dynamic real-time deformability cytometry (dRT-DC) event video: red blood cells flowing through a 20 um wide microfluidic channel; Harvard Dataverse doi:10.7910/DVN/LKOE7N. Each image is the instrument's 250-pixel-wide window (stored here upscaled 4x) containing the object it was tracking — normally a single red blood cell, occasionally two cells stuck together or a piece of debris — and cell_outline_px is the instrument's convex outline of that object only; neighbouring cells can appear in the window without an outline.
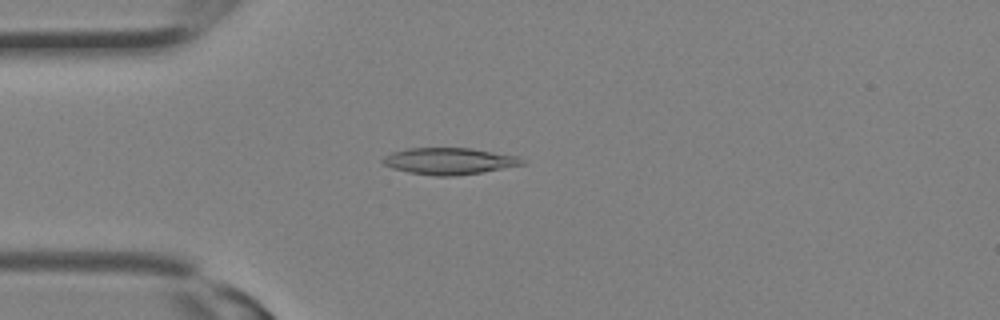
{"species": "Egyptian fruit bat (a non-hibernating species)", "species_latin": "Rousettus aegyptiacus", "temperature_condition": "room temperature", "stored_images_in_passage": 29, "camera_frame_rate_fps": 3000, "um_per_image_px": 0.085, "animal": {"sex": "female"}, "frame": {"image": 1, "passage_image": 8, "time_ms": 2.333, "image_size_px": [1000, 320], "cell_outline_px": [[528, 164], [480, 172], [452, 176], [436, 176], [408, 172], [392, 168], [384, 164], [380, 160], [384, 156], [392, 152], [408, 148], [472, 148], [520, 156]], "centroid_in_image_um": [38.21, 13.68], "position_along_channel_um": 46.8, "area_um2": 21.73}}
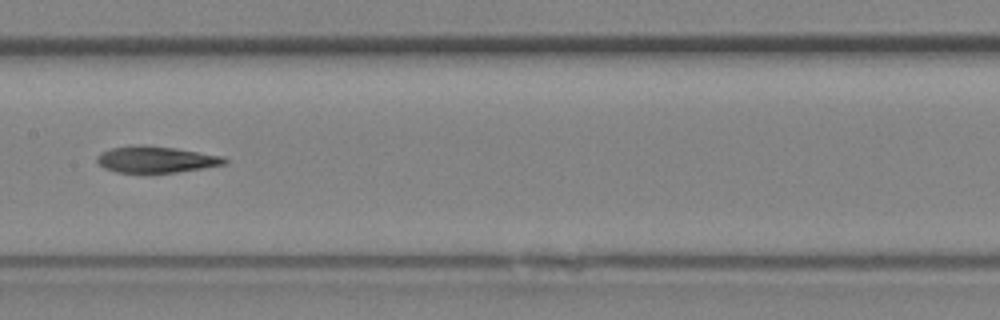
{"frame": {"image": 2, "passage_image": 15, "time_ms": 4.667, "image_size_px": [1000, 320], "cell_outline_px": [[228, 164], [204, 168], [176, 172], [116, 172], [104, 168], [96, 160], [96, 156], [100, 152], [112, 148], [176, 148], [224, 156], [228, 160]], "centroid_in_image_um": [13.35, 13.6], "position_along_channel_um": 194.1, "area_um2": 18.79}}
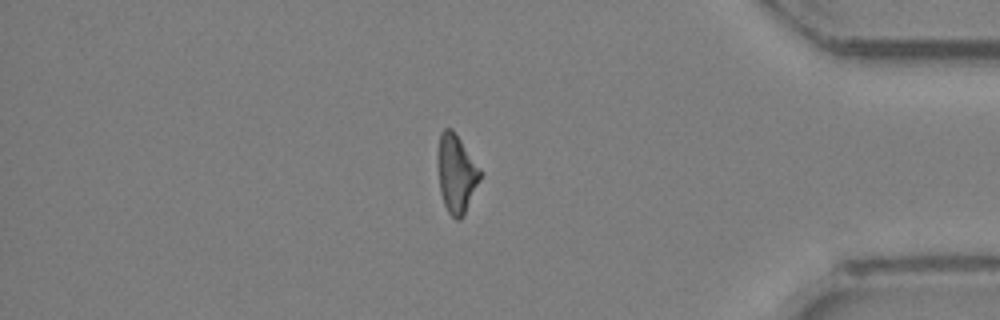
{"frame": {"image": 3, "passage_image": 25, "time_ms": 8.0, "image_size_px": [1000, 320], "cell_outline_px": [[484, 172], [464, 216], [460, 220], [456, 220], [448, 212], [444, 204], [440, 192], [440, 132], [444, 128], [452, 128]], "centroid_in_image_um": [38.86, 14.8], "position_along_channel_um": 396.3, "area_um2": 19.07}}